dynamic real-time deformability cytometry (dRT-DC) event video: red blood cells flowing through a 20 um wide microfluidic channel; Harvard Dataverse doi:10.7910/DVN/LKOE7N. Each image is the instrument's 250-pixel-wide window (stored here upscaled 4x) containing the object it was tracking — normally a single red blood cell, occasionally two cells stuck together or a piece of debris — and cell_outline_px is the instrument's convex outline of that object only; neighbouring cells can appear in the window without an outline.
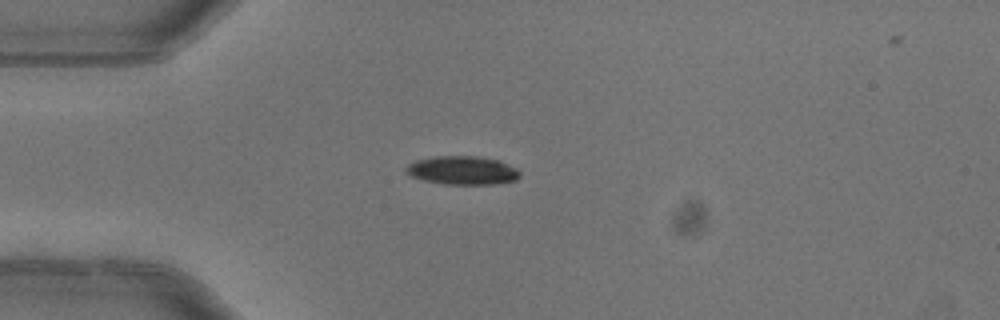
{"species": "common noctule bat (a hibernating species)", "species_latin": "Nyctalus noctula", "temperature_condition": "warm", "stored_images_in_passage": 5, "camera_frame_rate_fps": 3000, "um_per_image_px": 0.085, "animal": {"sex": "female"}, "frame": {"image": 1, "passage_image": 4, "time_ms": 1.0, "image_size_px": [1000, 320], "cell_outline_px": [[520, 176], [516, 180], [492, 184], [444, 184], [424, 180], [412, 176], [404, 168], [408, 164], [416, 160], [436, 156], [476, 156], [500, 160], [516, 168], [520, 172]], "centroid_in_image_um": [39.33, 14.47], "position_along_channel_um": 45.7, "area_um2": 18.84}}